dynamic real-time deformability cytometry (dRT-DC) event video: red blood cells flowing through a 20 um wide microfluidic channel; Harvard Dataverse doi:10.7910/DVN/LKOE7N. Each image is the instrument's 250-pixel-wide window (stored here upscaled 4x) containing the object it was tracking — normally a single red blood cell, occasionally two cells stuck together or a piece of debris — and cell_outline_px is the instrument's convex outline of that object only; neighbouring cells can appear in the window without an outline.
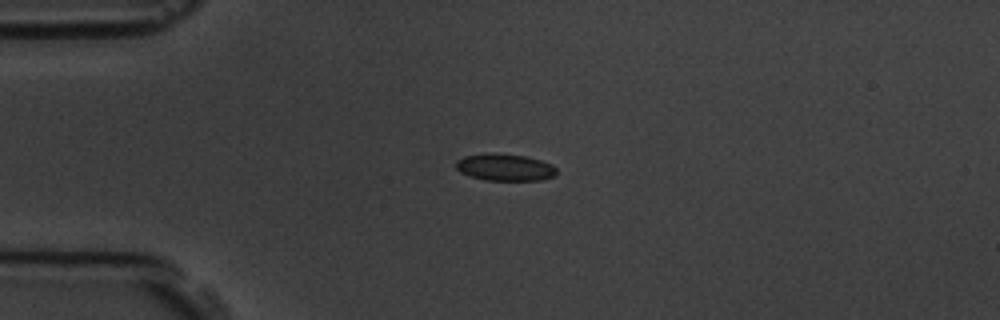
{"species": "common noctule bat (a hibernating species)", "species_latin": "Nyctalus noctula", "temperature_condition": "room temperature", "stored_images_in_passage": 44, "camera_frame_rate_fps": 3000, "um_per_image_px": 0.085, "animal": {"sex": "male", "body_mass_g": 19.5, "forearm_length_mm": 54.6}, "frame": {"image": 1, "passage_image": 1, "time_ms": 0.0, "image_size_px": [1000, 320], "cell_outline_px": [[556, 176], [540, 180], [484, 180], [468, 176], [460, 172], [456, 168], [456, 160], [464, 156], [524, 156], [540, 160], [552, 164], [556, 168]], "centroid_in_image_um": [42.95, 14.28], "position_along_channel_um": 42.0, "area_um2": 15.09}}
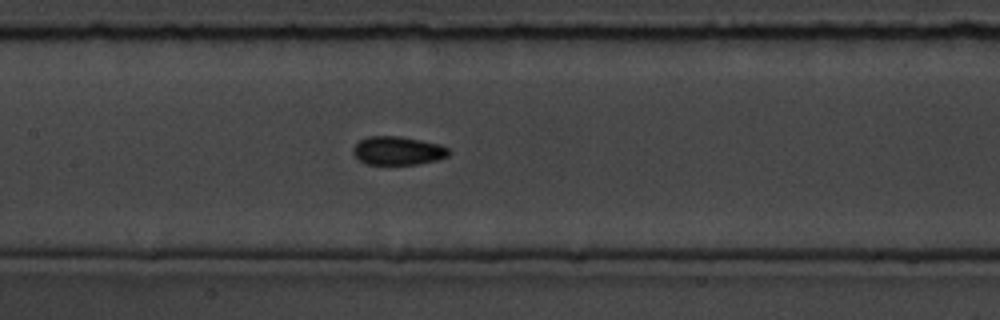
{"frame": {"image": 2, "passage_image": 14, "time_ms": 4.333, "image_size_px": [1000, 320], "cell_outline_px": [[448, 156], [436, 160], [416, 164], [368, 164], [360, 160], [352, 152], [352, 148], [360, 140], [368, 136], [400, 136], [440, 144], [448, 148]], "centroid_in_image_um": [33.8, 12.8], "position_along_channel_um": 173.6, "area_um2": 15.72}}
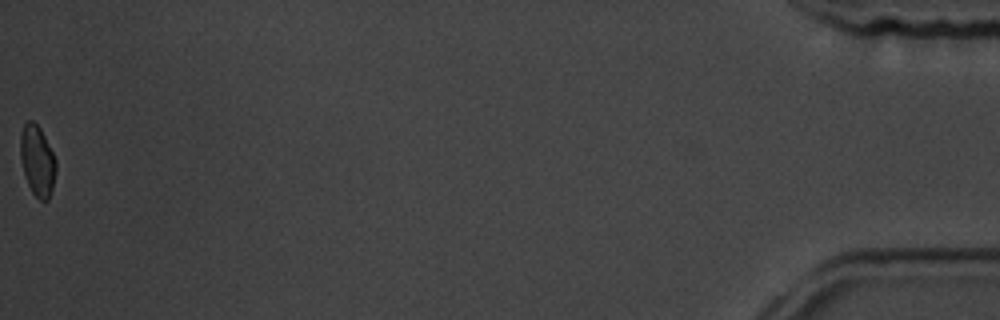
{"frame": {"image": 3, "passage_image": 44, "time_ms": 14.333, "image_size_px": [1000, 320], "cell_outline_px": [[56, 172], [52, 188], [48, 200], [40, 200], [32, 192], [24, 176], [20, 156], [20, 132], [24, 124], [28, 120], [32, 120], [40, 128], [56, 160]], "centroid_in_image_um": [3.15, 13.65], "position_along_channel_um": 432.0, "area_um2": 14.62}, "authors_computed_cell_mechanics": {"area_um2": 15.2592, "velocity_mm_per_s": 3.6034, "shape_relaxation_time_tau1_ms": 2.6508, "shape_relaxation_time_tau2_ms": 2.8612, "deformation_change_tau1": 0.0873, "deformation_change_tau2": 0.066}}